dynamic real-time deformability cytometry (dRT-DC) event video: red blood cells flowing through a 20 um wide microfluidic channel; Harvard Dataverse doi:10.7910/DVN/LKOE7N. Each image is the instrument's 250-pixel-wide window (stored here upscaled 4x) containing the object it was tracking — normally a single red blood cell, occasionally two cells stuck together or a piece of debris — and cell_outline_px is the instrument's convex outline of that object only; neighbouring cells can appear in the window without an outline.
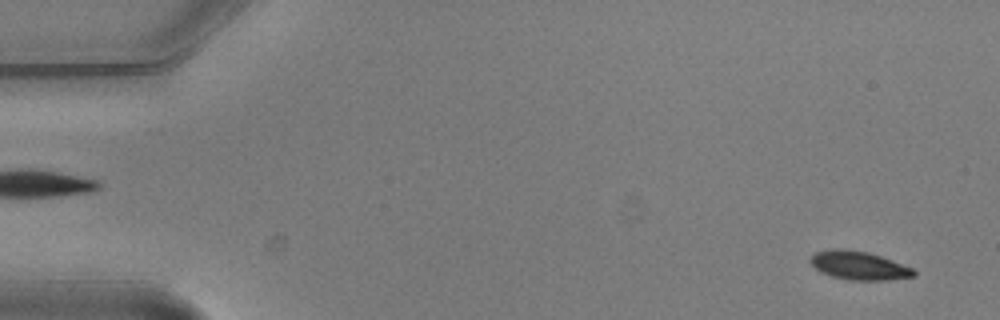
{"species": "common noctule bat (a hibernating species)", "species_latin": "Nyctalus noctula", "temperature_condition": "warm", "stored_images_in_passage": 5, "camera_frame_rate_fps": 3000, "um_per_image_px": 0.085, "animal": {"sex": "male", "body_mass_g": 20.5, "forearm_length_mm": 52.5}, "frame": {"image": 1, "passage_image": 1, "time_ms": 0.0, "image_size_px": [1000, 320], "cell_outline_px": [[916, 276], [884, 280], [852, 280], [832, 276], [816, 268], [808, 260], [816, 252], [832, 248], [844, 248], [868, 252], [892, 260], [912, 268], [916, 272]], "centroid_in_image_um": [73.01, 22.55], "position_along_channel_um": 12.0, "area_um2": 16.99}}
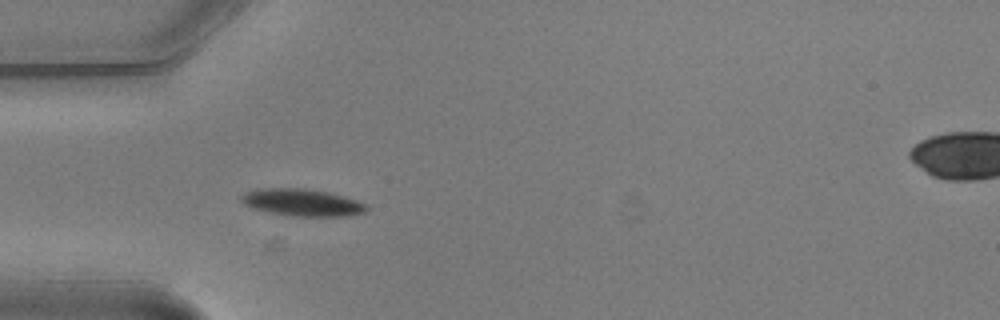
{"frame": {"image": 2, "passage_image": 4, "time_ms": 1.0, "image_size_px": [1000, 320], "cell_outline_px": [[368, 208], [364, 212], [348, 216], [296, 216], [268, 212], [252, 208], [244, 204], [240, 200], [240, 196], [244, 192], [260, 188], [304, 188], [328, 192], [344, 196], [368, 204]], "centroid_in_image_um": [25.67, 17.2], "position_along_channel_um": 59.3, "area_um2": 19.88}}